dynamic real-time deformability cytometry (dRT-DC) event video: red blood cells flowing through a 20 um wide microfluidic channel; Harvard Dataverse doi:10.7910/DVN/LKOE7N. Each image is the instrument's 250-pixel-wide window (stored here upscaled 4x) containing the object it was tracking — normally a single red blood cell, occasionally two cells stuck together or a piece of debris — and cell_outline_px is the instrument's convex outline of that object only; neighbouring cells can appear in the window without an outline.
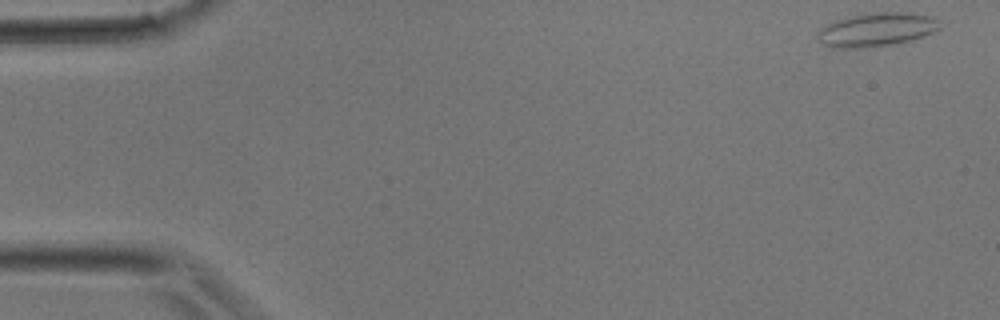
{"species": "common noctule bat (a hibernating species)", "species_latin": "Nyctalus noctula", "temperature_condition": "room temperature", "stored_images_in_passage": 35, "camera_frame_rate_fps": 3000, "um_per_image_px": 0.085, "animal": {"sex": "male", "body_mass_g": 17.9}, "frame": {"image": 1, "passage_image": 1, "time_ms": 0.0, "image_size_px": [1000, 320], "cell_outline_px": [[940, 28], [936, 32], [912, 40], [892, 44], [864, 48], [832, 48], [824, 44], [816, 36], [820, 28], [836, 20], [852, 16], [876, 12], [900, 12], [932, 16], [936, 20]], "centroid_in_image_um": [74.5, 2.53], "position_along_channel_um": 10.5, "area_um2": 23.81}}
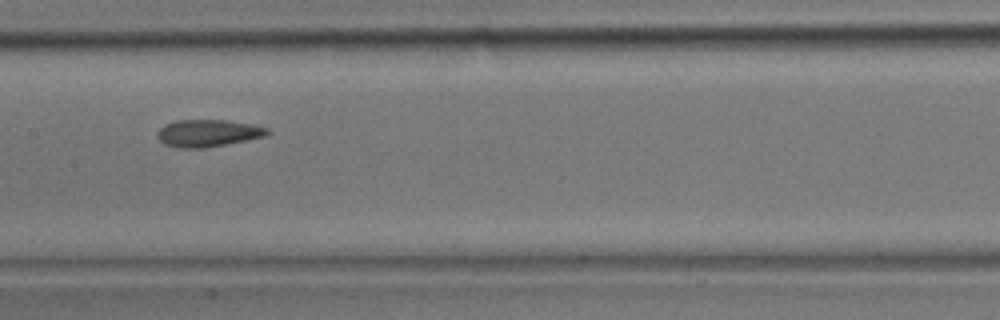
{"frame": {"image": 2, "passage_image": 17, "time_ms": 5.333, "image_size_px": [1000, 320], "cell_outline_px": [[272, 132], [268, 136], [248, 140], [204, 148], [180, 148], [164, 144], [156, 136], [160, 128], [164, 124], [176, 120], [224, 120], [248, 124], [268, 128]], "centroid_in_image_um": [17.68, 11.32], "position_along_channel_um": 189.7, "area_um2": 17.46}}
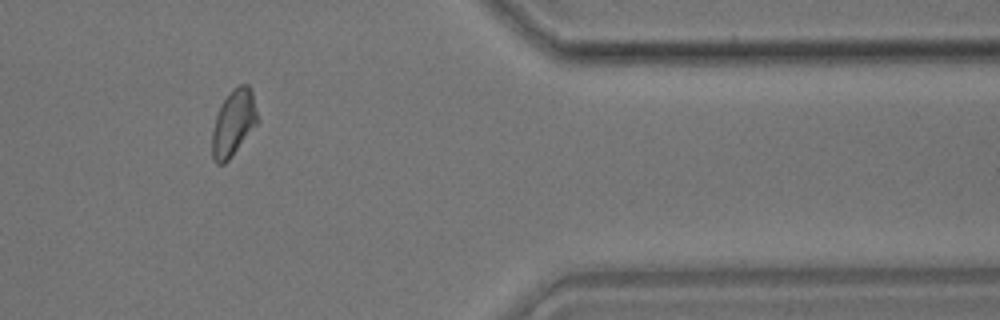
{"frame": {"image": 3, "passage_image": 29, "time_ms": 9.333, "image_size_px": [1000, 320], "cell_outline_px": [[260, 120], [232, 156], [224, 164], [216, 164], [212, 156], [212, 132], [216, 116], [224, 100], [240, 84], [248, 84], [252, 92]], "centroid_in_image_um": [19.87, 10.48], "position_along_channel_um": 391.5, "area_um2": 17.28}}